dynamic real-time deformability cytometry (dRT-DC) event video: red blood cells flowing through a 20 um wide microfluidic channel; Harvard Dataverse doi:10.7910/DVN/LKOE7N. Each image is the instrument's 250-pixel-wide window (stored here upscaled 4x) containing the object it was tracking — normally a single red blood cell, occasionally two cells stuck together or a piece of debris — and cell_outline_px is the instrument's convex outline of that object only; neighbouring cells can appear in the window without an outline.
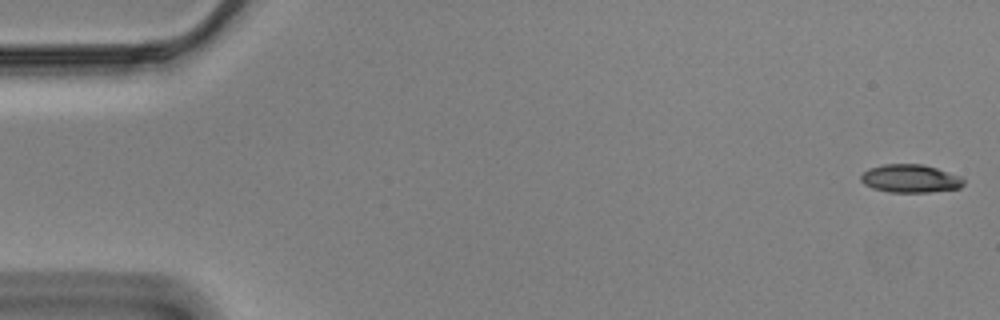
{"species": "Egyptian fruit bat (a non-hibernating species)", "species_latin": "Rousettus aegyptiacus", "temperature_condition": "cold", "stored_images_in_passage": 57, "camera_frame_rate_fps": 3000, "um_per_image_px": 0.085, "animal": {"sex": "male"}, "frame": {"image": 1, "passage_image": 1, "time_ms": 0.0, "image_size_px": [1000, 320], "cell_outline_px": [[964, 184], [960, 188], [928, 192], [888, 192], [872, 188], [864, 184], [860, 180], [860, 176], [868, 168], [884, 164], [924, 164], [960, 176], [964, 180]], "centroid_in_image_um": [77.35, 15.17], "position_along_channel_um": 7.6, "area_um2": 16.88}}
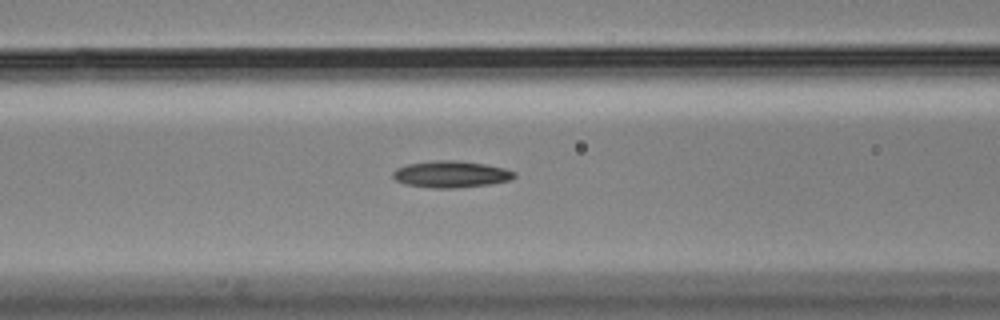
{"frame": {"image": 2, "passage_image": 23, "time_ms": 7.333, "image_size_px": [1000, 320], "cell_outline_px": [[516, 176], [508, 180], [488, 184], [456, 188], [436, 188], [404, 184], [396, 180], [392, 176], [392, 172], [396, 168], [408, 164], [436, 160], [452, 160], [484, 164], [504, 168], [516, 172]], "centroid_in_image_um": [38.3, 14.81], "position_along_channel_um": 128.3, "area_um2": 18.67}}
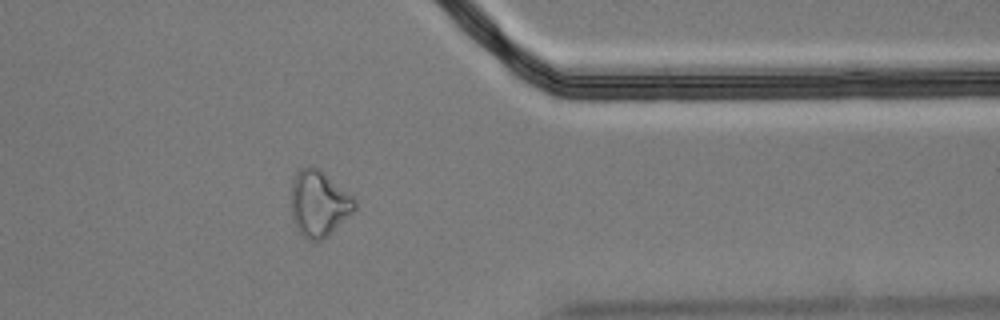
{"frame": {"image": 3, "passage_image": 46, "time_ms": 15.0, "image_size_px": [1000, 320], "cell_outline_px": [[356, 208], [328, 236], [320, 240], [308, 240], [300, 232], [292, 220], [292, 180], [296, 172], [300, 168], [308, 164], [316, 168], [352, 196], [356, 200]], "centroid_in_image_um": [27.08, 17.3], "position_along_channel_um": 384.3, "area_um2": 23.93}}